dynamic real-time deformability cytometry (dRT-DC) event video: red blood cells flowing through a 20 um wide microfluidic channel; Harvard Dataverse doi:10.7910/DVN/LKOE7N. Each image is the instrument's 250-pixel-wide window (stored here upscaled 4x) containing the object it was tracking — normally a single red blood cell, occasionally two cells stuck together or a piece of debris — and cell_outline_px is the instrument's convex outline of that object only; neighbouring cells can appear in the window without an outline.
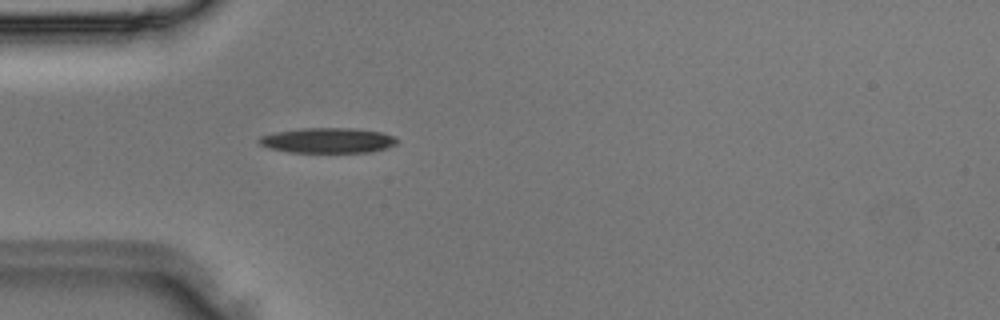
{"species": "Egyptian fruit bat (a non-hibernating species)", "species_latin": "Rousettus aegyptiacus", "temperature_condition": "room temperature", "stored_images_in_passage": 1, "camera_frame_rate_fps": 3000, "um_per_image_px": 0.085, "animal": {"sex": "male"}, "frame": {"image": 1, "passage_image": 1, "time_ms": 0.0, "image_size_px": [1000, 320], "cell_outline_px": [[400, 140], [396, 144], [388, 148], [372, 152], [288, 152], [268, 148], [260, 144], [256, 140], [260, 136], [276, 132], [300, 128], [356, 128], [380, 132], [396, 136]], "centroid_in_image_um": [27.89, 11.93], "position_along_channel_um": 57.1, "area_um2": 20.52}}